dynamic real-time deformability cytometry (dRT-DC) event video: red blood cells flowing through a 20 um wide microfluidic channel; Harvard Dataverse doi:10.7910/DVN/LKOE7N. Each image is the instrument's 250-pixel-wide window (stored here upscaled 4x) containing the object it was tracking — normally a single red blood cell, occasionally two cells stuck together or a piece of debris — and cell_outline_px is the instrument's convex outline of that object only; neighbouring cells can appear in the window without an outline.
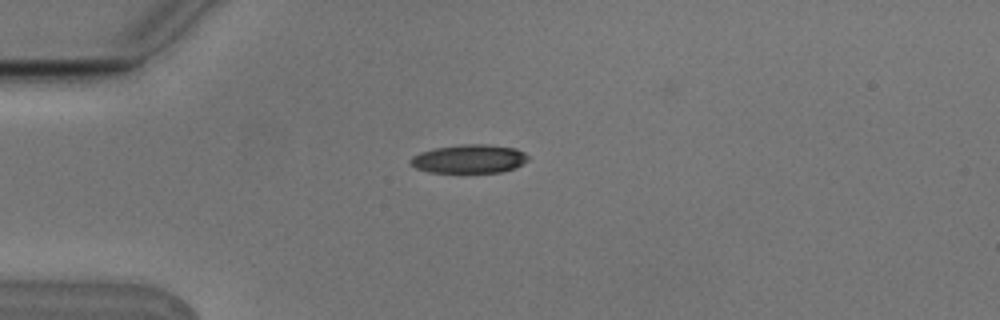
{"species": "Egyptian fruit bat (a non-hibernating species)", "species_latin": "Rousettus aegyptiacus", "temperature_condition": "cold", "stored_images_in_passage": 3, "camera_frame_rate_fps": 3000, "um_per_image_px": 0.085, "animal": {"sex": "male"}, "frame": {"image": 1, "passage_image": 1, "time_ms": 0.0, "image_size_px": [1000, 320], "cell_outline_px": [[528, 160], [516, 168], [500, 172], [428, 172], [416, 168], [408, 164], [408, 160], [412, 156], [420, 152], [432, 148], [460, 144], [488, 144], [516, 148], [524, 152], [528, 156]], "centroid_in_image_um": [39.85, 13.49], "position_along_channel_um": 45.2, "area_um2": 19.88}}